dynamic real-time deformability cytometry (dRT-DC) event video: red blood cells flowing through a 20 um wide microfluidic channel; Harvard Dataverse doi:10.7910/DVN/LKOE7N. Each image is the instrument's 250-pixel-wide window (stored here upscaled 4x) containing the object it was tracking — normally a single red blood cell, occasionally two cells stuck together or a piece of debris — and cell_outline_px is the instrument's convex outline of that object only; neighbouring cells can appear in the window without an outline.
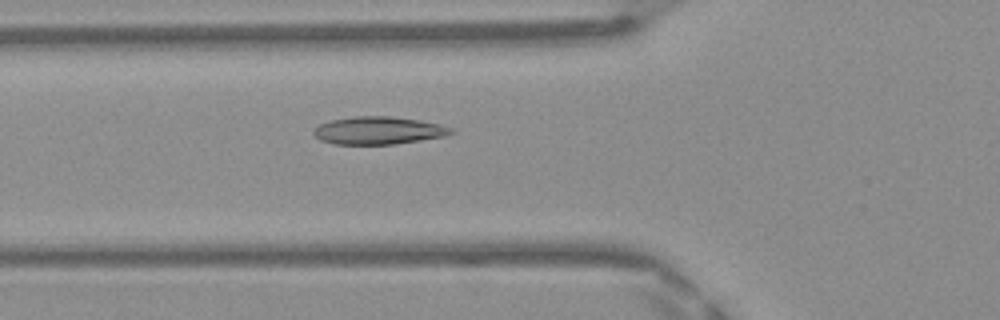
{"species": "Egyptian fruit bat (a non-hibernating species)", "species_latin": "Rousettus aegyptiacus", "temperature_condition": "warm", "stored_images_in_passage": 29, "camera_frame_rate_fps": 3000, "um_per_image_px": 0.085, "frame": {"image": 1, "passage_image": 4, "time_ms": 1.0, "image_size_px": [1000, 320], "cell_outline_px": [[456, 132], [444, 136], [420, 140], [392, 144], [336, 144], [320, 140], [312, 132], [320, 124], [332, 120], [356, 116], [388, 116], [420, 120], [440, 124], [452, 128]], "centroid_in_image_um": [32.19, 11.09], "position_along_channel_um": 93.6, "area_um2": 21.96}}
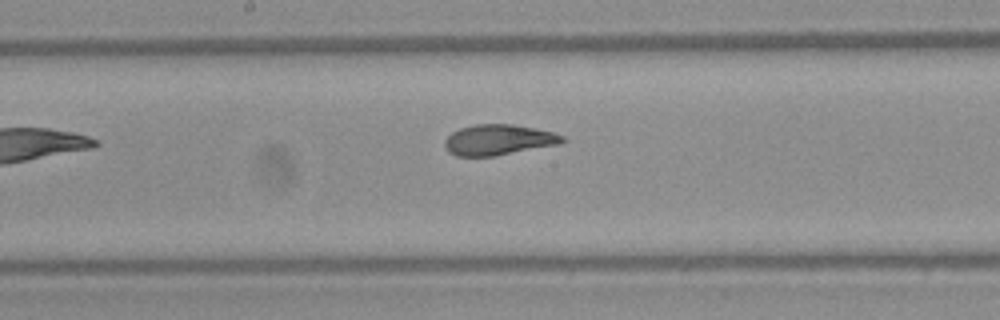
{"frame": {"image": 2, "passage_image": 12, "time_ms": 3.667, "image_size_px": [1000, 320], "cell_outline_px": [[568, 140], [560, 144], [492, 156], [456, 156], [448, 152], [444, 144], [444, 140], [452, 132], [460, 128], [476, 124], [516, 124], [552, 132], [564, 136]], "centroid_in_image_um": [42.37, 11.88], "position_along_channel_um": 205.8, "area_um2": 20.98}}
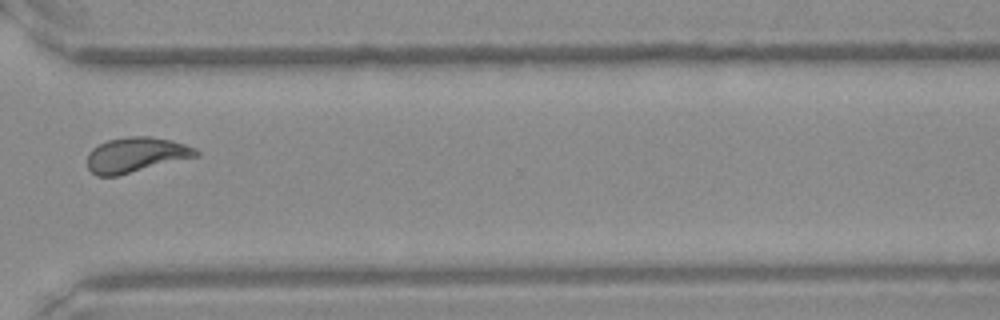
{"frame": {"image": 3, "passage_image": 23, "time_ms": 7.333, "image_size_px": [1000, 320], "cell_outline_px": [[200, 156], [116, 176], [96, 176], [88, 168], [88, 152], [92, 148], [108, 140], [128, 136], [148, 136], [172, 140], [196, 148], [200, 152]], "centroid_in_image_um": [11.58, 13.16], "position_along_channel_um": 359.0, "area_um2": 22.31}, "authors_computed_cell_mechanics": {"area_um2": 21.2126, "velocity_mm_per_s": 4.1801, "shape_relaxation_time_tau1_ms": 4.7458, "shape_relaxation_time_tau2_ms": 1.3059, "deformation_change_tau1": 0.1624, "deformation_change_tau2": 0.0726}}